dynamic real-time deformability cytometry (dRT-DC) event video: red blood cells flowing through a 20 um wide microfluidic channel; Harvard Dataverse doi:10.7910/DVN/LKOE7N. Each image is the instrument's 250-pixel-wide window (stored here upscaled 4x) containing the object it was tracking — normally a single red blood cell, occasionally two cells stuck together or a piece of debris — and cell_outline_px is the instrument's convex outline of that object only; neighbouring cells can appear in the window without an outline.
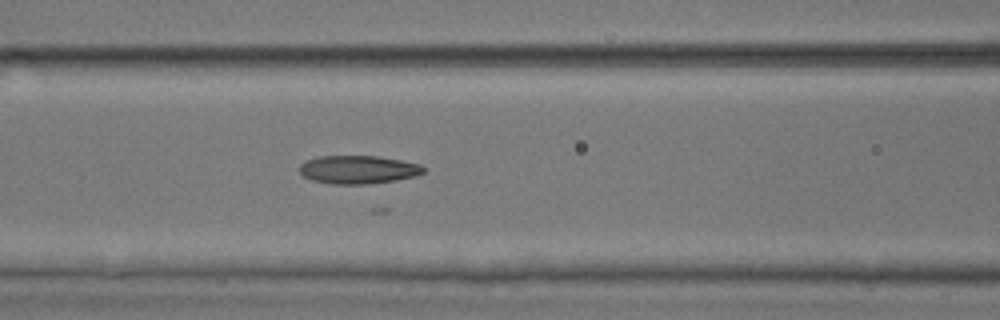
{"species": "common noctule bat (a hibernating species)", "species_latin": "Nyctalus noctula", "temperature_condition": "room temperature", "stored_images_in_passage": 42, "camera_frame_rate_fps": 3000, "um_per_image_px": 0.085, "animal": {"sex": "male", "body_mass_g": 17.9, "forearm_length_mm": 54.2}, "frame": {"image": 1, "passage_image": 22, "time_ms": 7.0, "image_size_px": [1000, 320], "cell_outline_px": [[424, 172], [416, 176], [396, 180], [368, 184], [332, 184], [312, 180], [304, 176], [300, 172], [300, 164], [304, 160], [316, 156], [376, 156], [400, 160], [420, 164], [424, 168]], "centroid_in_image_um": [30.42, 14.41], "position_along_channel_um": 136.2, "area_um2": 20.46}}
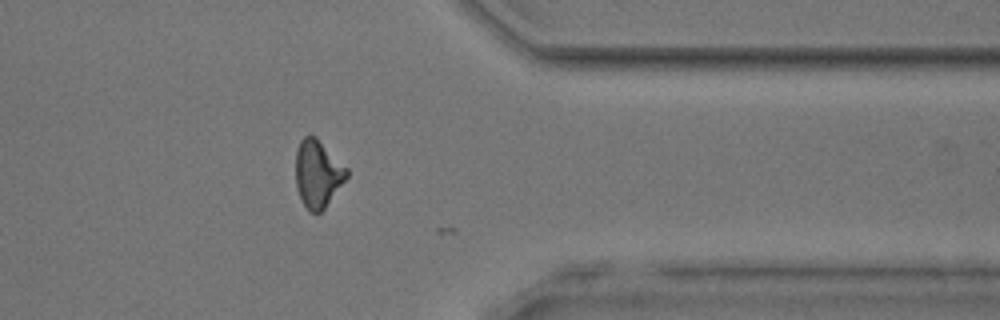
{"frame": {"image": 2, "passage_image": 41, "time_ms": 13.333, "image_size_px": [1000, 320], "cell_outline_px": [[348, 176], [324, 208], [316, 216], [304, 204], [300, 196], [296, 184], [296, 152], [300, 140], [304, 136], [316, 136], [348, 168]], "centroid_in_image_um": [27.02, 14.74], "position_along_channel_um": 384.4, "area_um2": 19.88}}